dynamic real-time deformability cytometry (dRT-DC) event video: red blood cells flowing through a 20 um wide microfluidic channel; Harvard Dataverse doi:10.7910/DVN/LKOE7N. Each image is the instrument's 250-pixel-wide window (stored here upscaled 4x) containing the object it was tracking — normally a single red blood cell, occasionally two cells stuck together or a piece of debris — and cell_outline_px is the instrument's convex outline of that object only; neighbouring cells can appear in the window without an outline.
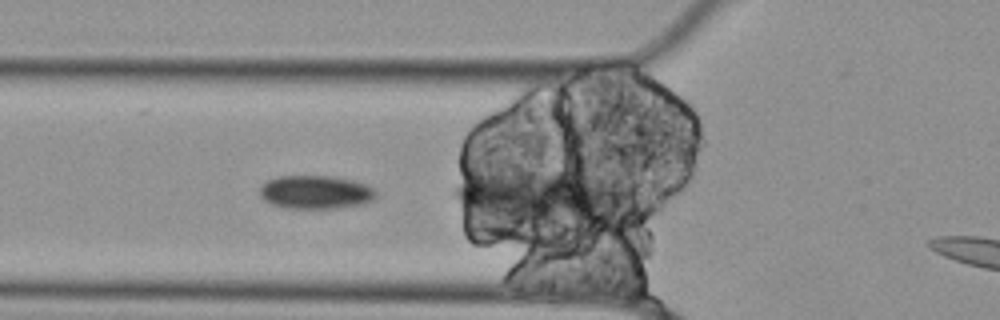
{"species": "Egyptian fruit bat (a non-hibernating species)", "species_latin": "Rousettus aegyptiacus", "temperature_condition": "cold", "stored_images_in_passage": 8, "camera_frame_rate_fps": 3000, "um_per_image_px": 0.085, "animal": {"sex": "female"}, "frame": {"image": 1, "passage_image": 4, "time_ms": 1.0, "image_size_px": [1000, 320], "cell_outline_px": [[376, 196], [372, 200], [360, 204], [336, 208], [284, 208], [272, 204], [264, 200], [260, 196], [260, 188], [268, 180], [280, 176], [324, 176], [352, 180], [368, 184], [376, 188]], "centroid_in_image_um": [26.84, 16.34], "position_along_channel_um": 99.0, "area_um2": 22.54}}